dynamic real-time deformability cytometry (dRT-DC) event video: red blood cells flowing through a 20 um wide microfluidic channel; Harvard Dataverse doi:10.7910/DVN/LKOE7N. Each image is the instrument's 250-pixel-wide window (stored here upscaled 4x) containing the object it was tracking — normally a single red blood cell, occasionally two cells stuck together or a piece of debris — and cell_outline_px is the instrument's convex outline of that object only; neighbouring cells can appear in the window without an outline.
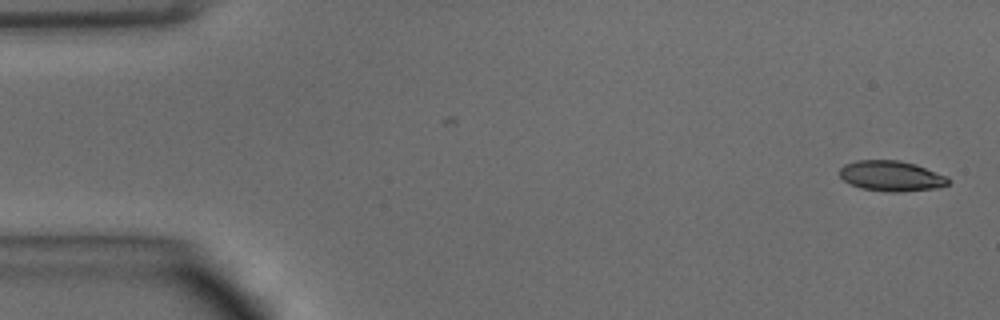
{"species": "common noctule bat (a hibernating species)", "species_latin": "Nyctalus noctula", "temperature_condition": "warm", "stored_images_in_passage": 48, "camera_frame_rate_fps": 3000, "um_per_image_px": 0.085, "animal": {"sex": "male", "body_mass_g": 15.6}, "frame": {"image": 1, "passage_image": 1, "time_ms": 0.0, "image_size_px": [1000, 320], "cell_outline_px": [[952, 180], [948, 184], [940, 188], [900, 192], [892, 192], [860, 188], [844, 180], [840, 176], [840, 168], [844, 164], [856, 160], [900, 160], [916, 164], [948, 176]], "centroid_in_image_um": [75.81, 14.95], "position_along_channel_um": 9.2, "area_um2": 19.48}}
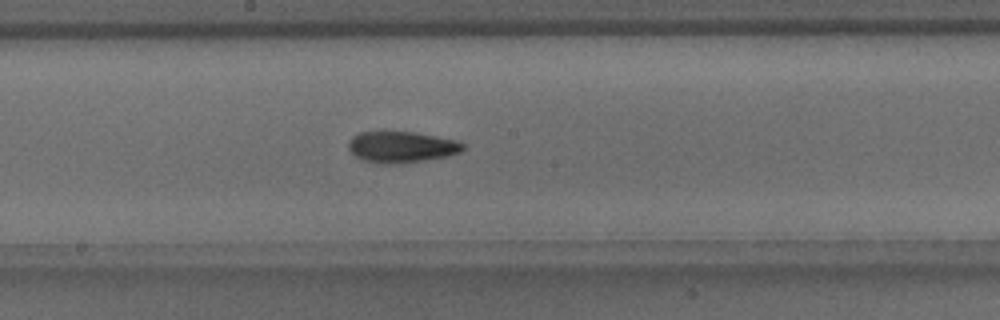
{"frame": {"image": 2, "passage_image": 25, "time_ms": 8.0, "image_size_px": [1000, 320], "cell_outline_px": [[464, 148], [460, 152], [448, 156], [400, 164], [384, 164], [364, 160], [356, 156], [348, 148], [348, 140], [352, 136], [360, 132], [416, 132], [456, 140], [464, 144]], "centroid_in_image_um": [34.12, 12.49], "position_along_channel_um": 214.1, "area_um2": 20.81}}
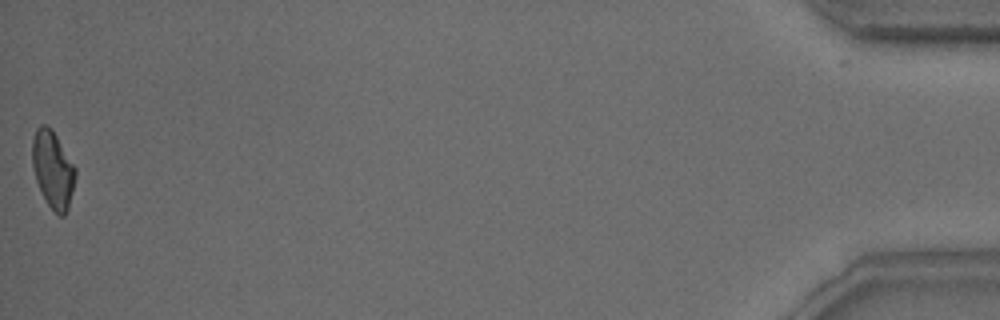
{"frame": {"image": 3, "passage_image": 48, "time_ms": 15.667, "image_size_px": [1000, 320], "cell_outline_px": [[76, 176], [68, 208], [64, 216], [60, 216], [48, 204], [36, 180], [32, 164], [32, 140], [36, 128], [40, 124], [44, 124], [52, 128], [76, 168]], "centroid_in_image_um": [4.49, 14.36], "position_along_channel_um": 430.7, "area_um2": 19.25}, "authors_computed_cell_mechanics": {"area_um2": 19.9988, "velocity_mm_per_s": 4.1303, "shape_relaxation_time_tau1_ms": 5.4017, "shape_relaxation_time_tau2_ms": 3.0682, "deformation_change_tau1": 0.1513, "deformation_change_tau2": 0.1004}}